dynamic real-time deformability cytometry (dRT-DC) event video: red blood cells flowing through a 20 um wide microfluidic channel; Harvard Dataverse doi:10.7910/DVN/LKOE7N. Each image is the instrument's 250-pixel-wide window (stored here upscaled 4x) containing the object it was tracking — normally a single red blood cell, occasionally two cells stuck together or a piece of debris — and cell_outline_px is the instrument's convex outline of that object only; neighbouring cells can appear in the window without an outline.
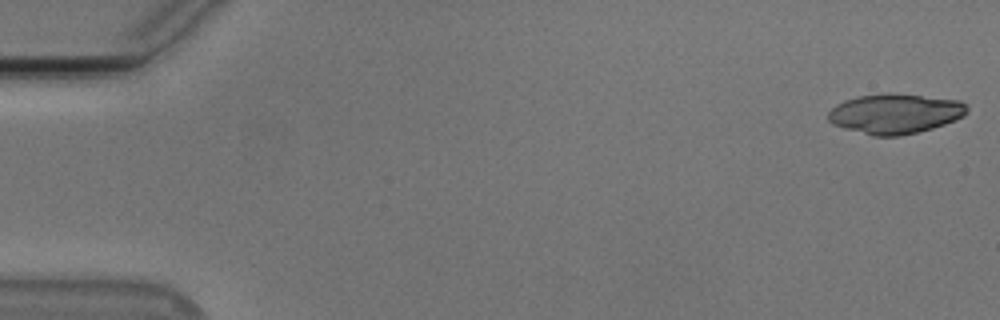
{"species": "Egyptian fruit bat (a non-hibernating species)", "species_latin": "Rousettus aegyptiacus", "temperature_condition": "cold", "stored_images_in_passage": 21, "camera_frame_rate_fps": 3000, "um_per_image_px": 0.085, "animal": {"sex": "male"}, "frame": {"image": 1, "passage_image": 1, "time_ms": 0.0, "image_size_px": [1000, 320], "cell_outline_px": [[968, 112], [964, 116], [956, 120], [932, 128], [900, 136], [872, 136], [844, 128], [832, 124], [828, 120], [828, 112], [836, 104], [844, 100], [856, 96], [920, 96], [960, 100], [968, 104]], "centroid_in_image_um": [76.09, 9.7], "position_along_channel_um": 8.9, "area_um2": 31.56}}